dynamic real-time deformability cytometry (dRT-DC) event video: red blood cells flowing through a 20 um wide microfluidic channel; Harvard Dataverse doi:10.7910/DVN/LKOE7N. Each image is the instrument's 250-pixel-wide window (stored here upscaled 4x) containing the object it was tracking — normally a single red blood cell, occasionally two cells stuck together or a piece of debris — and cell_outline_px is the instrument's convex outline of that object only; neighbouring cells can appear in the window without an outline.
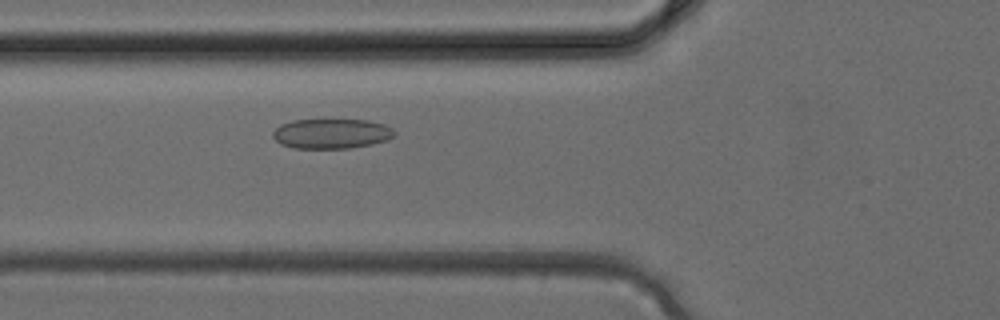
{"species": "common noctule bat (a hibernating species)", "species_latin": "Nyctalus noctula", "temperature_condition": "cold", "stored_images_in_passage": 36, "camera_frame_rate_fps": 3000, "um_per_image_px": 0.085, "animal": {"sex": "female", "body_mass_g": 24.6, "forearm_length_mm": 56.2}, "frame": {"image": 1, "passage_image": 12, "time_ms": 3.667, "image_size_px": [1000, 320], "cell_outline_px": [[396, 132], [388, 140], [372, 144], [348, 148], [292, 148], [280, 144], [272, 136], [272, 132], [280, 124], [292, 120], [324, 116], [328, 116], [368, 120], [384, 124], [392, 128]], "centroid_in_image_um": [28.14, 11.29], "position_along_channel_um": 97.7, "area_um2": 22.37}}
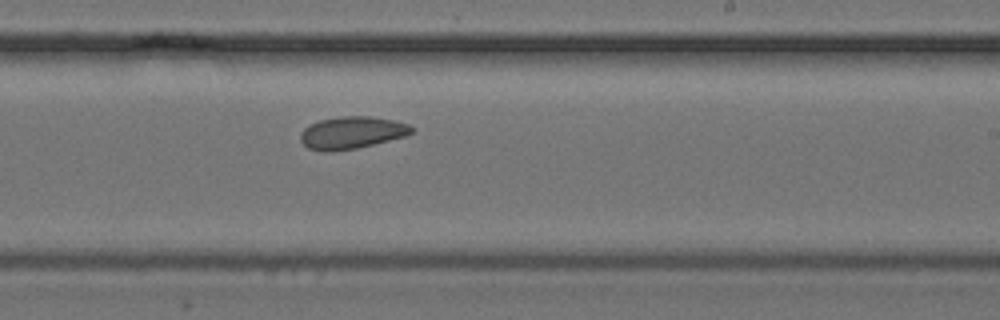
{"frame": {"image": 2, "passage_image": 21, "time_ms": 6.667, "image_size_px": [1000, 320], "cell_outline_px": [[416, 128], [412, 132], [404, 136], [356, 148], [332, 152], [324, 152], [308, 148], [300, 140], [300, 132], [304, 128], [320, 120], [344, 116], [368, 116], [392, 120], [408, 124]], "centroid_in_image_um": [29.88, 11.28], "position_along_channel_um": 259.1, "area_um2": 20.69}}
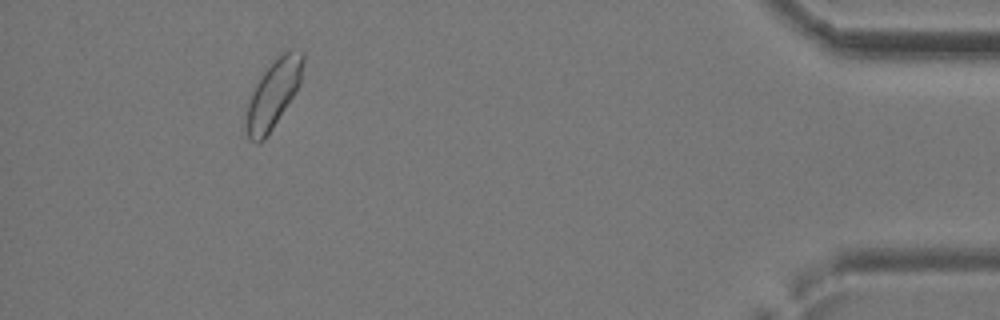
{"frame": {"image": 3, "passage_image": 33, "time_ms": 10.667, "image_size_px": [1000, 320], "cell_outline_px": [[304, 60], [300, 84], [272, 128], [264, 140], [260, 144], [256, 144], [248, 136], [244, 108], [256, 84], [264, 72], [276, 56], [288, 48], [292, 48], [304, 52]], "centroid_in_image_um": [23.22, 7.94], "position_along_channel_um": 412.0, "area_um2": 22.54}}